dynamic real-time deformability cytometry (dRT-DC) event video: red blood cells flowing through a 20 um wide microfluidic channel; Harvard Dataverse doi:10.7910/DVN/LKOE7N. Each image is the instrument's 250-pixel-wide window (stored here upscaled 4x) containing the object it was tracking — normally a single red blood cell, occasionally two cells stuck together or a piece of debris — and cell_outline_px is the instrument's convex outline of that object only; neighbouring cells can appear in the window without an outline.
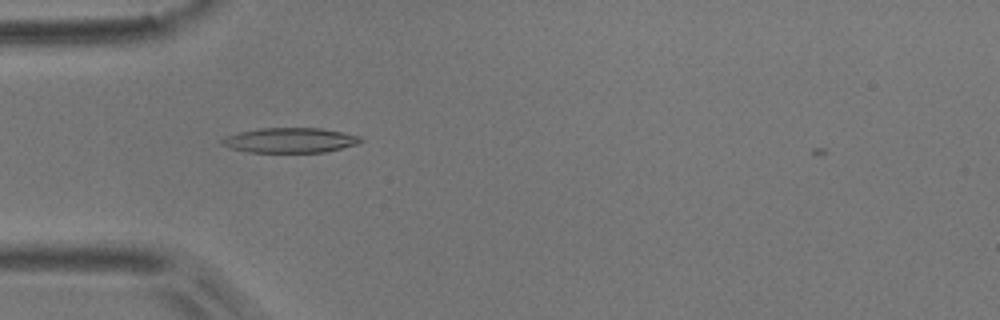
{"species": "common noctule bat (a hibernating species)", "species_latin": "Nyctalus noctula", "temperature_condition": "room temperature", "stored_images_in_passage": 4, "camera_frame_rate_fps": 3000, "um_per_image_px": 0.085, "animal": {"sex": "male", "body_mass_g": 17.9}, "frame": {"image": 1, "passage_image": 1, "time_ms": 0.0, "image_size_px": [1000, 320], "cell_outline_px": [[364, 140], [356, 144], [324, 152], [248, 152], [228, 148], [220, 144], [220, 140], [228, 136], [240, 132], [260, 128], [320, 128], [360, 136]], "centroid_in_image_um": [24.61, 11.92], "position_along_channel_um": 60.4, "area_um2": 20.0}}
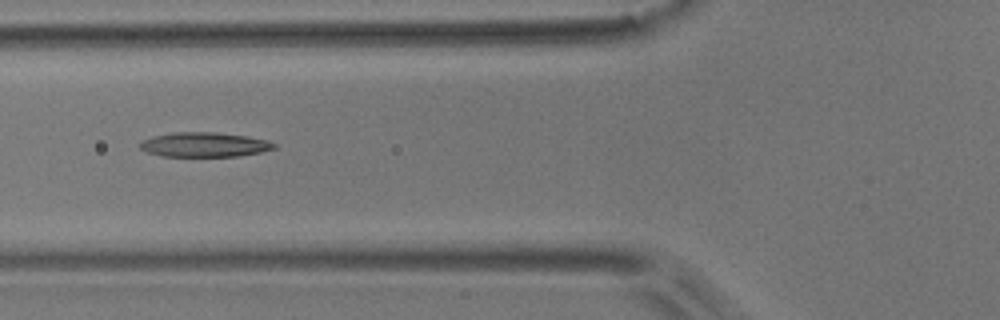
{"frame": {"image": 2, "passage_image": 2, "time_ms": 0.333, "image_size_px": [1000, 320], "cell_outline_px": [[276, 148], [260, 152], [236, 156], [160, 156], [144, 152], [140, 148], [140, 144], [144, 140], [152, 136], [172, 132], [216, 132], [248, 136], [268, 140], [276, 144]], "centroid_in_image_um": [17.36, 12.29], "position_along_channel_um": 108.4, "area_um2": 19.31}}
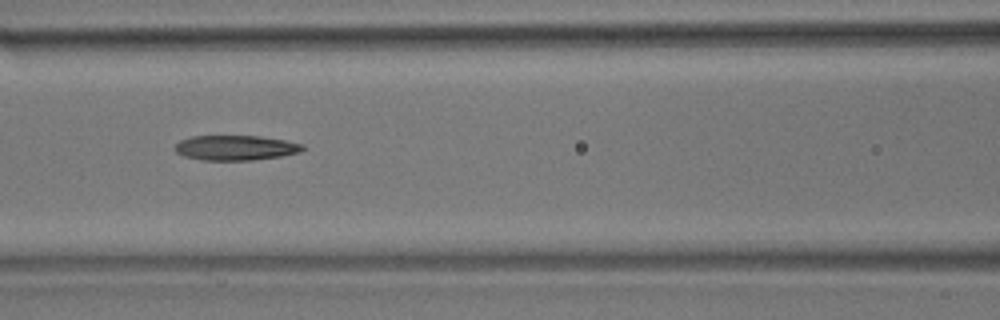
{"frame": {"image": 3, "passage_image": 3, "time_ms": 0.667, "image_size_px": [1000, 320], "cell_outline_px": [[304, 148], [300, 152], [280, 156], [252, 160], [200, 160], [184, 156], [176, 152], [176, 144], [180, 140], [192, 136], [260, 136], [284, 140], [304, 144]], "centroid_in_image_um": [20.02, 12.56], "position_along_channel_um": 146.6, "area_um2": 18.5}}